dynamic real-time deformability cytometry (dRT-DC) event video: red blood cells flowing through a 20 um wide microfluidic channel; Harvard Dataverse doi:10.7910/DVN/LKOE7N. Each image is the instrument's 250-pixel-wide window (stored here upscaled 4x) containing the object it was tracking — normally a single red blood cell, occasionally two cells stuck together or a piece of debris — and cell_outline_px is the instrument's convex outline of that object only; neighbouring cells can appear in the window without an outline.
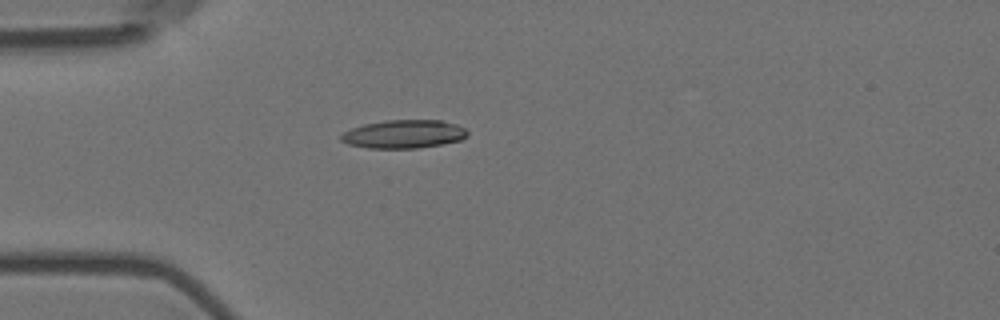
{"species": "Egyptian fruit bat (a non-hibernating species)", "species_latin": "Rousettus aegyptiacus", "temperature_condition": "room temperature", "stored_images_in_passage": 6, "camera_frame_rate_fps": 3000, "um_per_image_px": 0.085, "animal": {"sex": "female"}, "frame": {"image": 1, "passage_image": 4, "time_ms": 1.0, "image_size_px": [1000, 320], "cell_outline_px": [[468, 136], [460, 140], [420, 148], [368, 148], [348, 144], [340, 140], [340, 136], [344, 132], [352, 128], [364, 124], [384, 120], [440, 120], [456, 124], [464, 128], [468, 132]], "centroid_in_image_um": [34.32, 11.39], "position_along_channel_um": 50.7, "area_um2": 20.87}}